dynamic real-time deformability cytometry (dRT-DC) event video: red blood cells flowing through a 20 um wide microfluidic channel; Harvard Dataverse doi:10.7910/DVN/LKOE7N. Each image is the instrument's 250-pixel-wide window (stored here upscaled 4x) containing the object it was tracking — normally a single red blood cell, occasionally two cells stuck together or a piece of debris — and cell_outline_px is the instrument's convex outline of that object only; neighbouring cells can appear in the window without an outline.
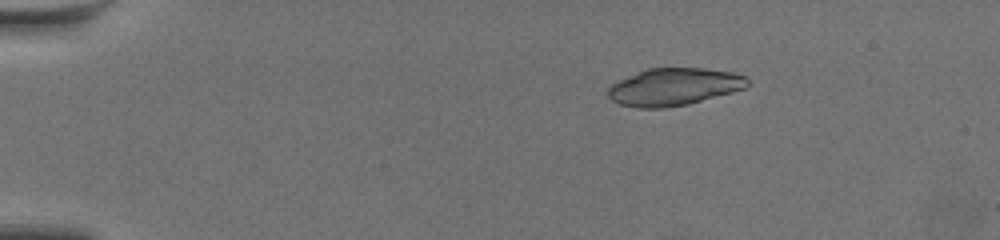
{"species": "common noctule bat (a hibernating species)", "species_latin": "Nyctalus noctula", "temperature_condition": "warm", "stored_images_in_passage": 50, "camera_frame_rate_fps": 3000, "um_per_image_px": 0.085, "animal": {"sex": "female", "body_mass_g": 19.5, "forearm_length_mm": 54.1}, "frame": {"image": 1, "passage_image": 1, "time_ms": 0.0, "image_size_px": [1000, 240], "cell_outline_px": [[748, 84], [744, 88], [732, 92], [688, 104], [664, 108], [636, 108], [620, 104], [612, 100], [608, 96], [608, 88], [612, 84], [620, 80], [648, 68], [704, 68], [732, 72], [744, 76], [748, 80]], "centroid_in_image_um": [57.28, 7.39], "position_along_channel_um": 27.7, "area_um2": 30.11}}